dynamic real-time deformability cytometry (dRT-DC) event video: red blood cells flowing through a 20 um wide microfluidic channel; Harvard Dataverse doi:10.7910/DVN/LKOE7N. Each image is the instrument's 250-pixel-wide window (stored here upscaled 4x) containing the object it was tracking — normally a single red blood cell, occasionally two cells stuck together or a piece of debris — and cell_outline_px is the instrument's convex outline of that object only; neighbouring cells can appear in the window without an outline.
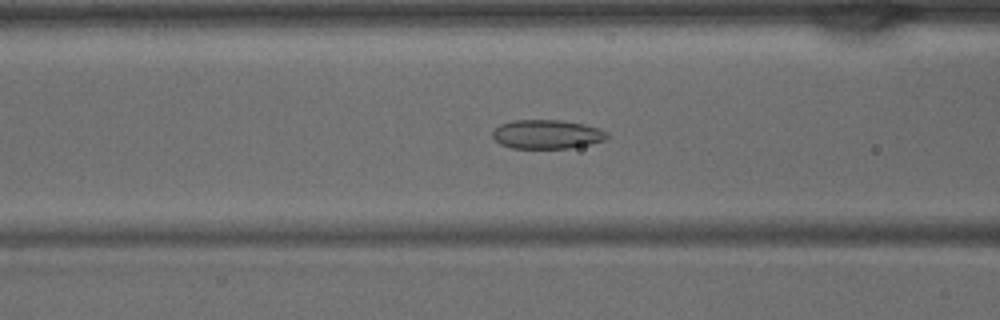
{"species": "common noctule bat (a hibernating species)", "species_latin": "Nyctalus noctula", "temperature_condition": "warm", "stored_images_in_passage": 41, "camera_frame_rate_fps": 3000, "um_per_image_px": 0.085, "animal": {"sex": "male", "body_mass_g": 15.6}, "frame": {"image": 1, "passage_image": 16, "time_ms": 5.0, "image_size_px": [1000, 320], "cell_outline_px": [[608, 136], [604, 140], [588, 144], [568, 148], [512, 148], [500, 144], [492, 136], [492, 132], [500, 124], [516, 120], [560, 120], [584, 124], [608, 132]], "centroid_in_image_um": [46.46, 11.41], "position_along_channel_um": 120.1, "area_um2": 19.13}}
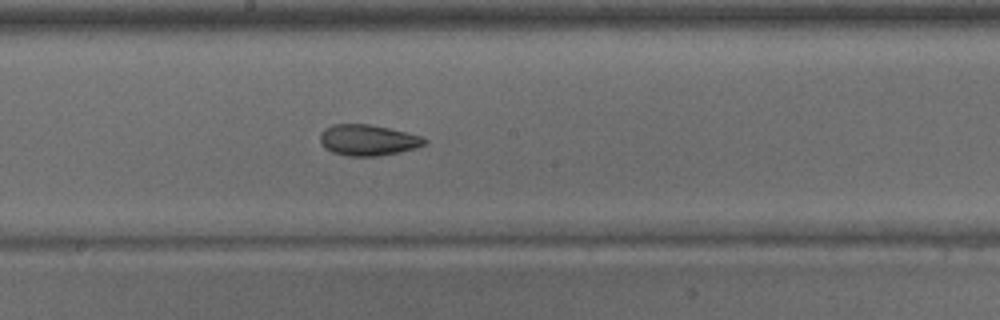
{"frame": {"image": 2, "passage_image": 22, "time_ms": 7.0, "image_size_px": [1000, 320], "cell_outline_px": [[428, 140], [424, 144], [416, 148], [400, 152], [376, 156], [348, 156], [332, 152], [324, 148], [320, 144], [320, 132], [324, 128], [332, 124], [368, 124], [408, 132], [424, 136]], "centroid_in_image_um": [31.26, 11.9], "position_along_channel_um": 216.9, "area_um2": 19.07}}
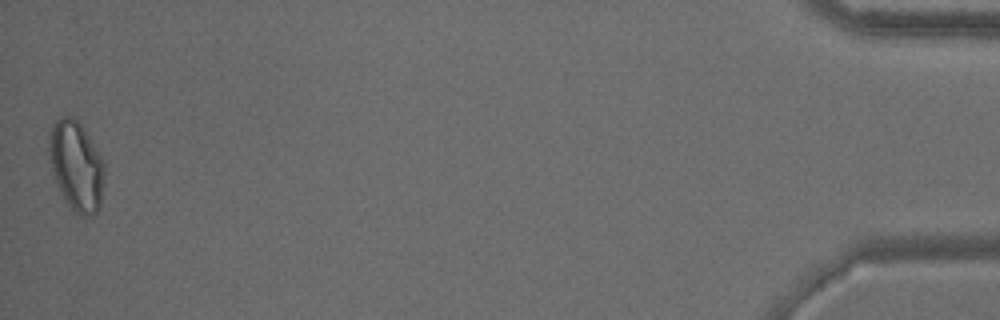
{"frame": {"image": 3, "passage_image": 41, "time_ms": 13.333, "image_size_px": [1000, 320], "cell_outline_px": [[104, 172], [100, 208], [92, 216], [80, 216], [72, 212], [52, 172], [48, 148], [48, 140], [52, 124], [60, 116], [72, 116], [84, 128], [104, 160]], "centroid_in_image_um": [6.49, 14.09], "position_along_channel_um": 428.7, "area_um2": 29.02}}